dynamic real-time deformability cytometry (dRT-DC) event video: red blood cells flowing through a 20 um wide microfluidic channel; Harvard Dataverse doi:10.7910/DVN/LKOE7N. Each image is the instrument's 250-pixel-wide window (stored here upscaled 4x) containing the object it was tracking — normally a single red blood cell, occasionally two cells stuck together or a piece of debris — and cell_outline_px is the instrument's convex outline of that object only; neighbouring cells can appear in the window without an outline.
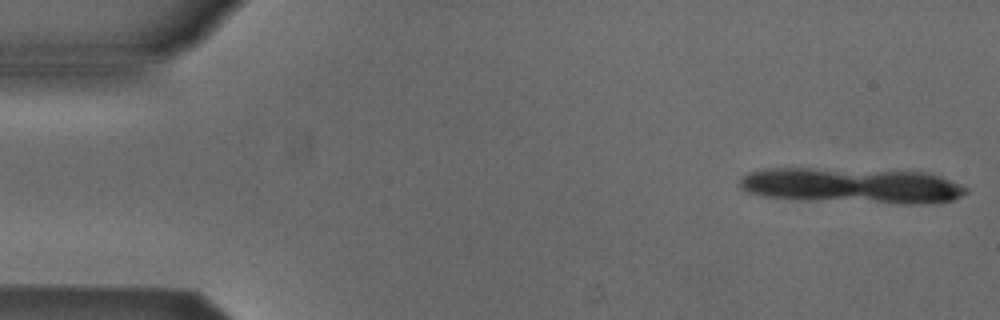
{"species": "Egyptian fruit bat (a non-hibernating species)", "species_latin": "Rousettus aegyptiacus", "temperature_condition": "cold", "stored_images_in_passage": 6, "camera_frame_rate_fps": 3000, "um_per_image_px": 0.085, "animal": {"sex": "male"}, "frame": {"image": 1, "passage_image": 1, "time_ms": 0.0, "image_size_px": [1000, 320], "cell_outline_px": [[964, 192], [948, 200], [884, 200], [780, 196], [756, 192], [748, 188], [744, 184], [744, 180], [748, 176], [756, 172], [816, 172], [932, 176], [944, 180], [960, 188]], "centroid_in_image_um": [72.43, 15.81], "position_along_channel_um": 12.6, "area_um2": 36.13}}